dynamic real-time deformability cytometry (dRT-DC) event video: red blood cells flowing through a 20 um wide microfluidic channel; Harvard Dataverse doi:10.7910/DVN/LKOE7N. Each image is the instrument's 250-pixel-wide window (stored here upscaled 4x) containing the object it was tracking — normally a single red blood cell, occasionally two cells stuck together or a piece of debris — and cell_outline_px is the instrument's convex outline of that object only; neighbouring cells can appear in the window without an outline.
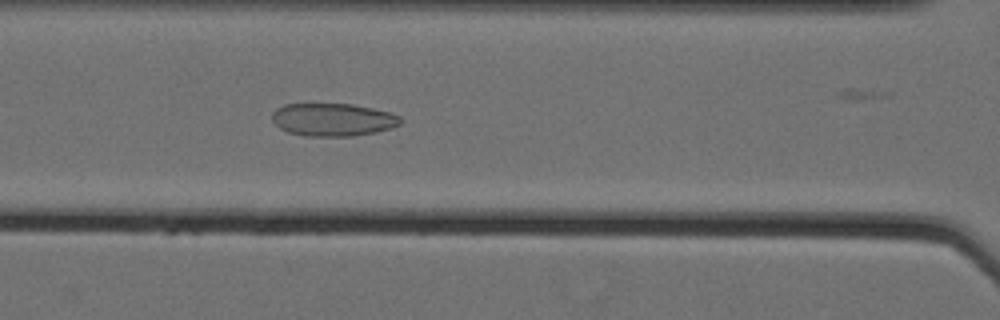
{"species": "Egyptian fruit bat (a non-hibernating species)", "species_latin": "Rousettus aegyptiacus", "temperature_condition": "cold", "stored_images_in_passage": 25, "camera_frame_rate_fps": 3000, "um_per_image_px": 0.085, "animal": {"sex": "female"}, "frame": {"image": 1, "passage_image": 11, "time_ms": 3.333, "image_size_px": [1000, 320], "cell_outline_px": [[404, 120], [400, 124], [392, 128], [376, 132], [352, 136], [304, 136], [288, 132], [280, 128], [272, 120], [272, 112], [276, 108], [284, 104], [352, 104], [372, 108], [388, 112], [400, 116]], "centroid_in_image_um": [28.3, 10.17], "position_along_channel_um": 138.3, "area_um2": 24.68}}
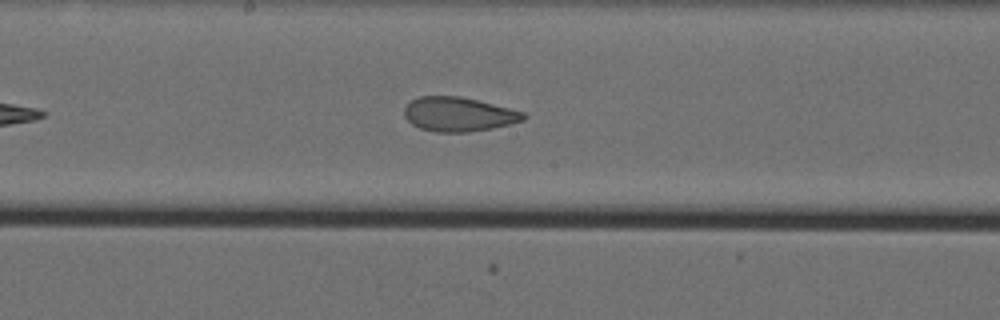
{"frame": {"image": 2, "passage_image": 17, "time_ms": 5.333, "image_size_px": [1000, 320], "cell_outline_px": [[528, 116], [524, 120], [512, 124], [492, 128], [468, 132], [436, 132], [420, 128], [412, 124], [404, 116], [404, 108], [412, 100], [420, 96], [460, 96], [524, 112]], "centroid_in_image_um": [38.98, 9.72], "position_along_channel_um": 209.2, "area_um2": 23.7}}
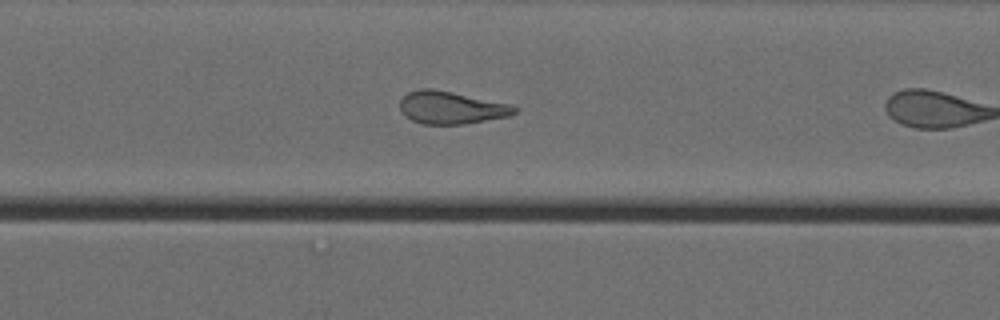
{"frame": {"image": 3, "passage_image": 24, "time_ms": 7.667, "image_size_px": [1000, 320], "cell_outline_px": [[520, 108], [516, 112], [508, 116], [464, 124], [424, 124], [412, 120], [404, 116], [400, 112], [400, 100], [408, 92], [420, 88], [432, 88], [452, 92], [508, 104]], "centroid_in_image_um": [38.3, 9.15], "position_along_channel_um": 332.3, "area_um2": 21.62}}